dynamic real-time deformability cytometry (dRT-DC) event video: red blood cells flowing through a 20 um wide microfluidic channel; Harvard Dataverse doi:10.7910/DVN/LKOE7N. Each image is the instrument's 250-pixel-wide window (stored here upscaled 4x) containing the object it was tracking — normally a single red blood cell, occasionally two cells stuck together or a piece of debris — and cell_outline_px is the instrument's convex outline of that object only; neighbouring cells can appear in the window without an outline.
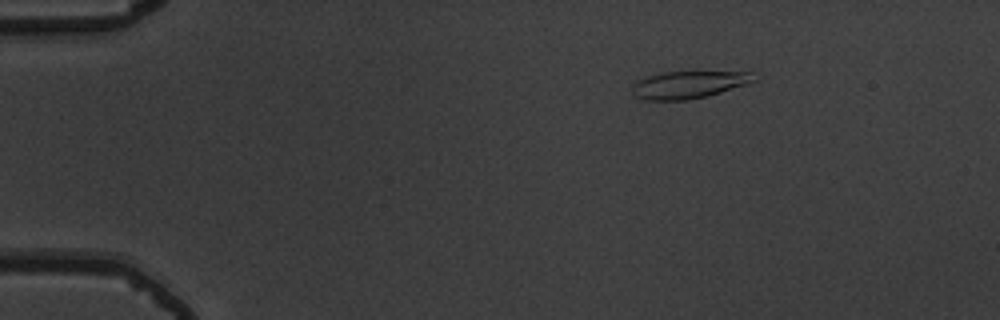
{"species": "common noctule bat (a hibernating species)", "species_latin": "Nyctalus noctula", "temperature_condition": "warm", "stored_images_in_passage": 24, "camera_frame_rate_fps": 3000, "um_per_image_px": 0.085, "animal": {"sex": "male", "body_mass_g": 19.5, "forearm_length_mm": 54.6}, "frame": {"image": 1, "passage_image": 1, "time_ms": 0.0, "image_size_px": [1000, 320], "cell_outline_px": [[756, 80], [748, 84], [708, 96], [688, 100], [644, 100], [636, 96], [632, 92], [632, 84], [636, 80], [648, 76], [664, 72], [752, 72]], "centroid_in_image_um": [58.52, 7.21], "position_along_channel_um": 26.5, "area_um2": 19.42}}